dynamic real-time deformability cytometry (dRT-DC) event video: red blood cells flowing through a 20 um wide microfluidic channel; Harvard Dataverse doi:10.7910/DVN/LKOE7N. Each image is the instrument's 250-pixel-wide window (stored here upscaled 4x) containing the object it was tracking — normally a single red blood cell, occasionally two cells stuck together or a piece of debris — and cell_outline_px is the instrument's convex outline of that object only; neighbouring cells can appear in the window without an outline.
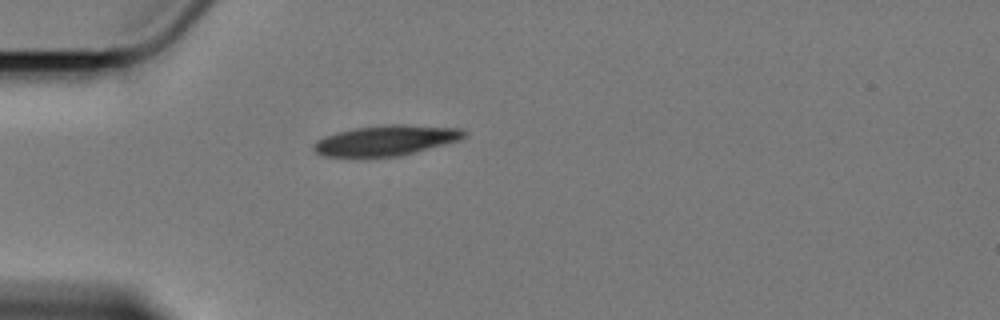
{"species": "Egyptian fruit bat (a non-hibernating species)", "species_latin": "Rousettus aegyptiacus", "temperature_condition": "cold", "stored_images_in_passage": 2, "camera_frame_rate_fps": 3000, "um_per_image_px": 0.085, "animal": {"sex": "female"}, "frame": {"image": 1, "passage_image": 1, "time_ms": 0.0, "image_size_px": [1000, 320], "cell_outline_px": [[468, 132], [460, 140], [400, 156], [324, 156], [316, 152], [312, 148], [312, 144], [316, 140], [324, 136], [336, 132], [356, 128], [388, 124], [404, 124], [464, 128]], "centroid_in_image_um": [32.83, 11.92], "position_along_channel_um": 52.2, "area_um2": 26.59}}